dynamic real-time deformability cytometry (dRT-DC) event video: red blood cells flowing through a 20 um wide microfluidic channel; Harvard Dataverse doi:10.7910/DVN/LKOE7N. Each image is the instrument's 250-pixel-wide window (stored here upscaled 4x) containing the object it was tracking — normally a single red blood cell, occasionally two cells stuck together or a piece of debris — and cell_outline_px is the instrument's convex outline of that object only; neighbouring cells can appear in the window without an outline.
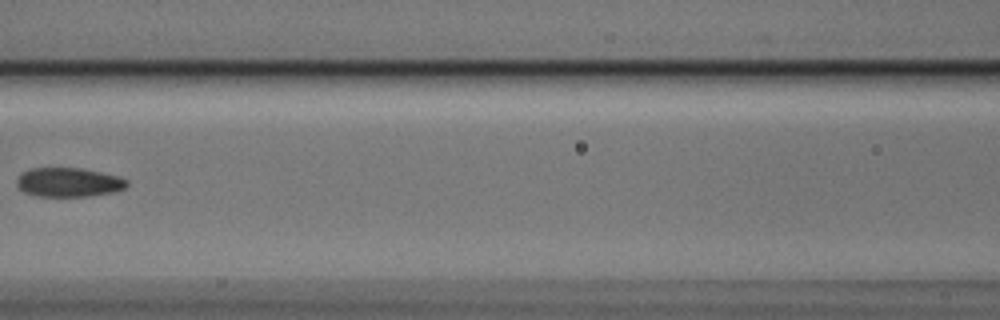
{"species": "Egyptian fruit bat (a non-hibernating species)", "species_latin": "Rousettus aegyptiacus", "temperature_condition": "cold", "stored_images_in_passage": 7, "camera_frame_rate_fps": 3000, "um_per_image_px": 0.085, "animal": {"sex": "male"}, "frame": {"image": 1, "passage_image": 6, "time_ms": 1.667, "image_size_px": [1000, 320], "cell_outline_px": [[128, 184], [124, 188], [116, 192], [88, 196], [36, 196], [24, 192], [16, 184], [16, 180], [20, 172], [28, 168], [80, 168], [100, 172], [116, 176], [128, 180]], "centroid_in_image_um": [5.8, 15.49], "position_along_channel_um": 160.8, "area_um2": 18.79}}
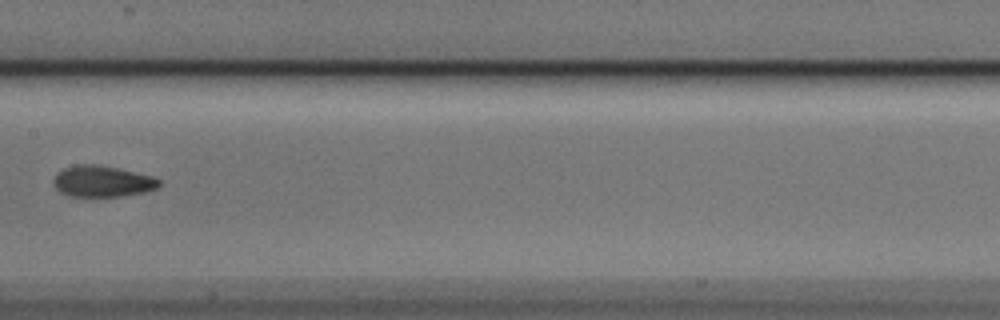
{"frame": {"image": 2, "passage_image": 7, "time_ms": 2.0, "image_size_px": [1000, 320], "cell_outline_px": [[160, 184], [156, 188], [144, 192], [124, 196], [68, 196], [60, 192], [52, 184], [52, 180], [56, 172], [64, 168], [76, 164], [96, 164], [116, 168], [152, 176], [160, 180]], "centroid_in_image_um": [8.64, 15.41], "position_along_channel_um": 198.8, "area_um2": 19.25}}